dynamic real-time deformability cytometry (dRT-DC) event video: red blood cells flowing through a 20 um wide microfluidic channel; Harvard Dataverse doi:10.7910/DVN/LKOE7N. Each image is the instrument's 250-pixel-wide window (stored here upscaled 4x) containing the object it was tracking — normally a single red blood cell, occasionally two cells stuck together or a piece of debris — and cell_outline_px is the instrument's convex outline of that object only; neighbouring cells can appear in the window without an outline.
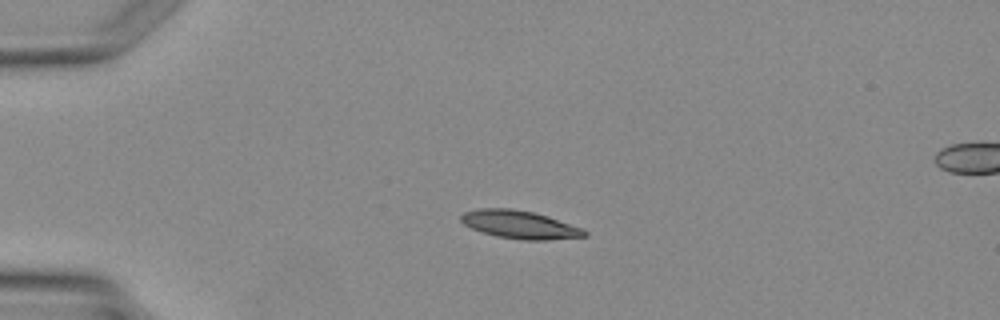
{"species": "Egyptian fruit bat (a non-hibernating species)", "species_latin": "Rousettus aegyptiacus", "temperature_condition": "warm", "stored_images_in_passage": 4, "segment_of_instrument_passage": [1, 2], "camera_frame_rate_fps": 3000, "um_per_image_px": 0.085, "animal": {"sex": "female"}, "frame": {"image": 1, "passage_image": 3, "time_ms": 2.667, "image_size_px": [1000, 320], "cell_outline_px": [[588, 236], [548, 240], [524, 240], [496, 236], [472, 228], [464, 224], [460, 220], [460, 216], [464, 212], [480, 208], [508, 208], [532, 212], [548, 216], [580, 228], [588, 232]], "centroid_in_image_um": [44.17, 19.09], "position_along_channel_um": 40.8, "area_um2": 19.94}}